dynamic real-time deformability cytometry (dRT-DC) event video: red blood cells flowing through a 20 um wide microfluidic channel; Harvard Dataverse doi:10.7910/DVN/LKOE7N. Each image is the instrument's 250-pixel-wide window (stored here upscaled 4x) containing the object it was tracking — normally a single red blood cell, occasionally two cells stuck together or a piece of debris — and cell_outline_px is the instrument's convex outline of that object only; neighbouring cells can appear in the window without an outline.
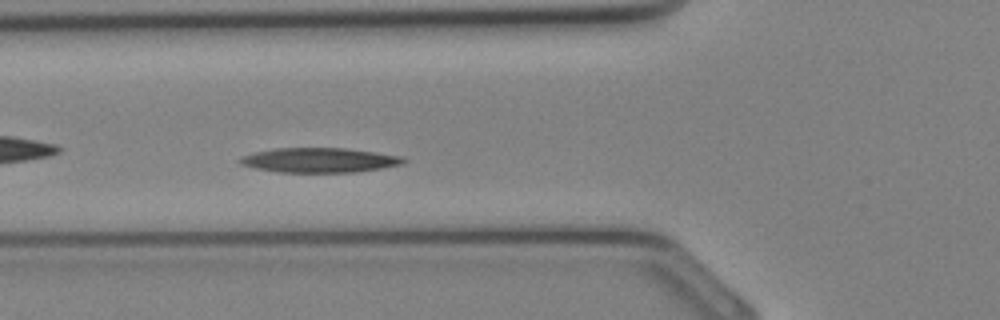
{"species": "Egyptian fruit bat (a non-hibernating species)", "species_latin": "Rousettus aegyptiacus", "temperature_condition": "cold", "stored_images_in_passage": 32, "camera_frame_rate_fps": 3000, "um_per_image_px": 0.085, "animal": {"sex": "female"}, "frame": {"image": 1, "passage_image": 9, "time_ms": 2.667, "image_size_px": [1000, 320], "cell_outline_px": [[408, 160], [404, 164], [356, 172], [280, 172], [256, 168], [240, 164], [236, 160], [244, 156], [256, 152], [276, 148], [344, 148], [376, 152], [404, 156]], "centroid_in_image_um": [27.2, 13.61], "position_along_channel_um": 98.6, "area_um2": 23.47}}
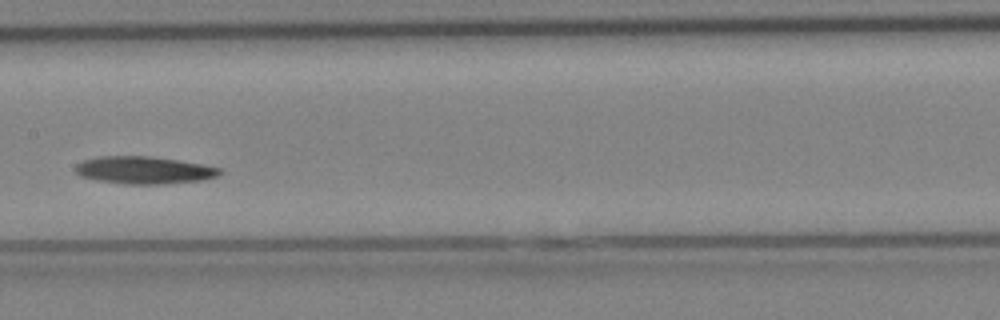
{"frame": {"image": 2, "passage_image": 14, "time_ms": 4.333, "image_size_px": [1000, 320], "cell_outline_px": [[224, 172], [220, 176], [204, 180], [164, 184], [124, 184], [96, 180], [80, 176], [76, 172], [76, 164], [84, 160], [100, 156], [152, 156], [200, 164], [220, 168]], "centroid_in_image_um": [12.27, 14.47], "position_along_channel_um": 195.1, "area_um2": 23.18}}
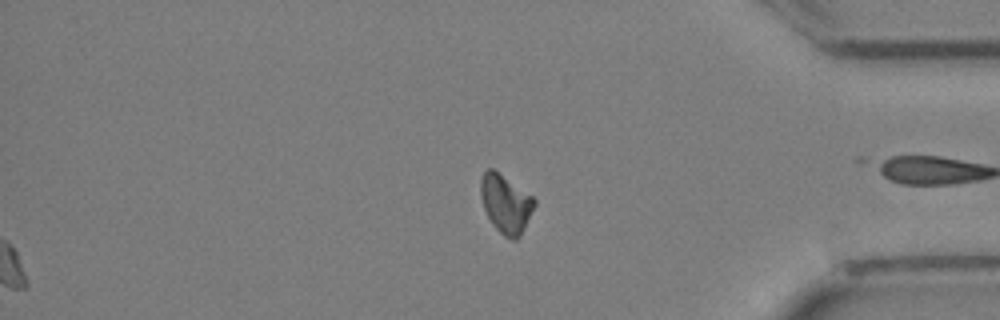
{"frame": {"image": 3, "passage_image": 32, "time_ms": 10.333, "image_size_px": [1000, 320], "cell_outline_px": [[536, 204], [520, 236], [516, 240], [512, 240], [504, 236], [492, 224], [484, 208], [480, 196], [480, 180], [484, 172], [488, 168], [492, 168], [532, 196], [536, 200]], "centroid_in_image_um": [42.98, 17.32], "position_along_channel_um": 392.2, "area_um2": 18.09}}